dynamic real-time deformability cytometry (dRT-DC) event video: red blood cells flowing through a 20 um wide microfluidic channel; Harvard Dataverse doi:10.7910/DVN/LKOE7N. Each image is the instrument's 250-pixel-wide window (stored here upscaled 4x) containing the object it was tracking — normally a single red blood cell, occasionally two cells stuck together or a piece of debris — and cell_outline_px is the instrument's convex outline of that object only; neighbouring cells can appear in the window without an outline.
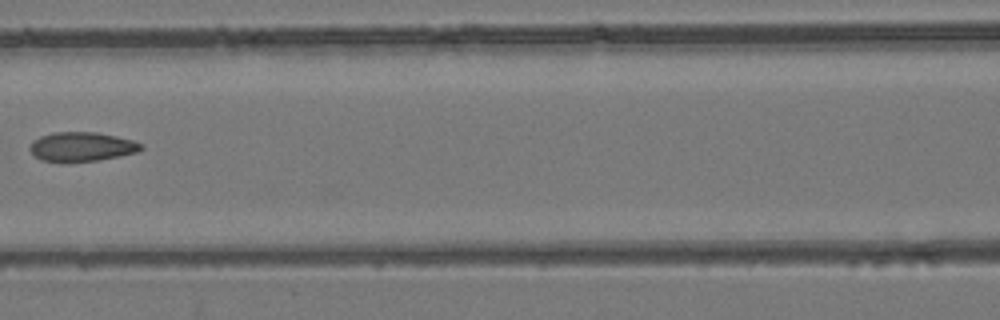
{"species": "common noctule bat (a hibernating species)", "species_latin": "Nyctalus noctula", "temperature_condition": "room temperature", "stored_images_in_passage": 6, "camera_frame_rate_fps": 3000, "um_per_image_px": 0.085, "animal": {"sex": "female", "body_mass_g": 24.6, "forearm_length_mm": 56.2}, "frame": {"image": 1, "passage_image": 6, "time_ms": 1.667, "image_size_px": [1000, 320], "cell_outline_px": [[144, 148], [136, 152], [120, 156], [96, 160], [40, 160], [28, 148], [32, 140], [40, 136], [56, 132], [96, 132], [116, 136], [132, 140], [144, 144]], "centroid_in_image_um": [6.97, 12.44], "position_along_channel_um": 159.6, "area_um2": 18.55}}